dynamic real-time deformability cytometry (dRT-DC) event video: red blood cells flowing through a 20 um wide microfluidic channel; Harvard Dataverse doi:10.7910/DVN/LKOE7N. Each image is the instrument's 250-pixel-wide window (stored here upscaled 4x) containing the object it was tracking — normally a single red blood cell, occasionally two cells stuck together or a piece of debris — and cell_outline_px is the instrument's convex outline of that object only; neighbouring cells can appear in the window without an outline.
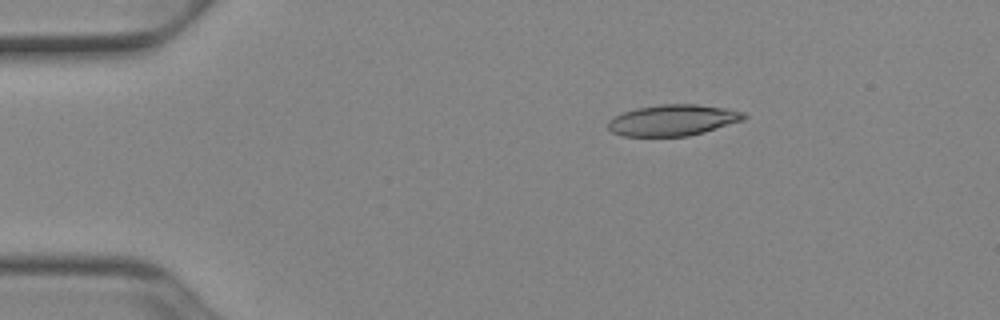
{"species": "Egyptian fruit bat (a non-hibernating species)", "species_latin": "Rousettus aegyptiacus", "temperature_condition": "cold", "stored_images_in_passage": 9, "camera_frame_rate_fps": 3000, "um_per_image_px": 0.085, "animal": {"sex": "female"}, "frame": {"image": 1, "passage_image": 1, "time_ms": 0.0, "image_size_px": [1000, 320], "cell_outline_px": [[748, 116], [744, 120], [704, 132], [688, 136], [624, 136], [612, 132], [608, 128], [608, 120], [624, 112], [636, 108], [660, 104], [696, 104], [728, 108], [744, 112]], "centroid_in_image_um": [57.23, 10.21], "position_along_channel_um": 27.8, "area_um2": 24.68}}